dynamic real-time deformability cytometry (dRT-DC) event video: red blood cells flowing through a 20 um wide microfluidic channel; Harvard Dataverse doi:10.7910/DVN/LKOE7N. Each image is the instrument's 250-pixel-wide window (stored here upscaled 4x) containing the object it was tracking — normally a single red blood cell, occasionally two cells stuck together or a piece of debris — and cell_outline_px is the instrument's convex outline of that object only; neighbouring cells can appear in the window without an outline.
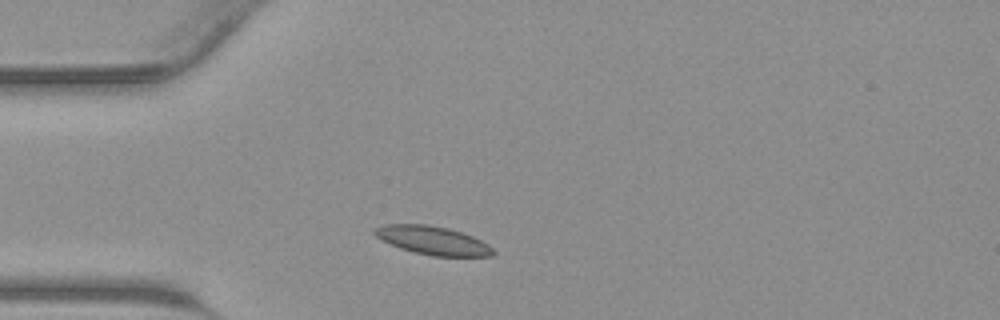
{"species": "common noctule bat (a hibernating species)", "species_latin": "Nyctalus noctula", "temperature_condition": "warm", "stored_images_in_passage": 31, "camera_frame_rate_fps": 3000, "um_per_image_px": 0.085, "animal": {"sex": "male", "body_mass_g": 23.1, "forearm_length_mm": 52.7}, "frame": {"image": 1, "passage_image": 3, "time_ms": 0.667, "image_size_px": [1000, 320], "cell_outline_px": [[496, 252], [492, 256], [432, 256], [412, 252], [400, 248], [380, 240], [372, 232], [372, 228], [384, 224], [428, 224], [448, 228], [472, 236], [488, 244]], "centroid_in_image_um": [36.73, 20.43], "position_along_channel_um": 48.3, "area_um2": 19.83}}
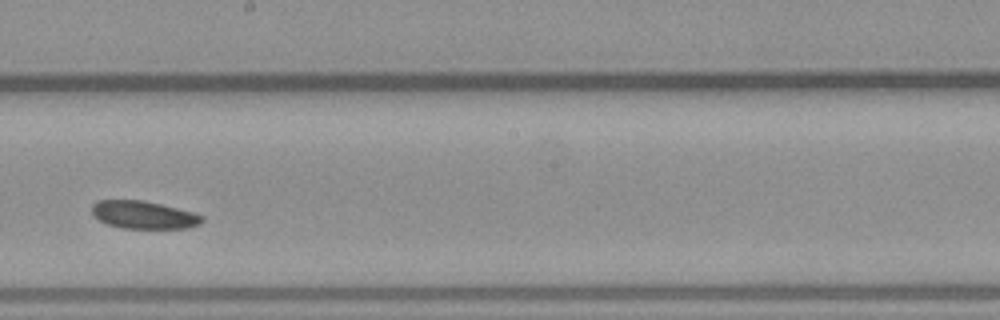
{"frame": {"image": 2, "passage_image": 16, "time_ms": 5.0, "image_size_px": [1000, 320], "cell_outline_px": [[204, 220], [200, 224], [188, 228], [124, 228], [108, 224], [92, 216], [92, 204], [100, 200], [144, 200], [192, 212], [204, 216]], "centroid_in_image_um": [12.21, 18.26], "position_along_channel_um": 236.0, "area_um2": 17.74}}
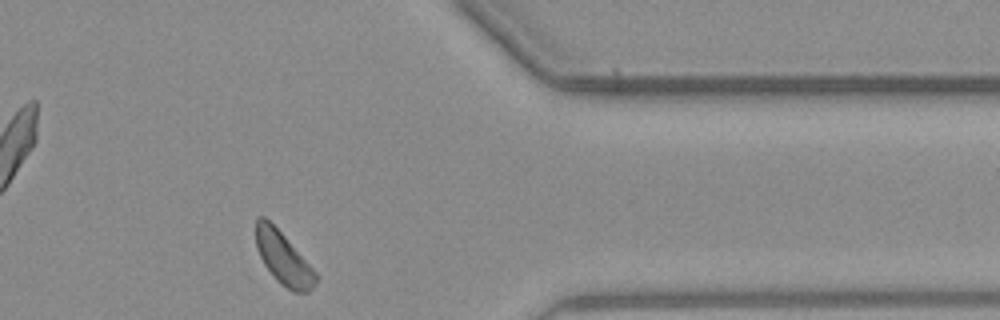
{"frame": {"image": 3, "passage_image": 27, "time_ms": 8.667, "image_size_px": [1000, 320], "cell_outline_px": [[316, 280], [312, 288], [308, 292], [292, 292], [280, 284], [276, 280], [264, 264], [256, 248], [256, 220], [260, 216], [264, 216], [284, 236], [316, 272]], "centroid_in_image_um": [24.06, 21.98], "position_along_channel_um": 387.3, "area_um2": 17.92}}